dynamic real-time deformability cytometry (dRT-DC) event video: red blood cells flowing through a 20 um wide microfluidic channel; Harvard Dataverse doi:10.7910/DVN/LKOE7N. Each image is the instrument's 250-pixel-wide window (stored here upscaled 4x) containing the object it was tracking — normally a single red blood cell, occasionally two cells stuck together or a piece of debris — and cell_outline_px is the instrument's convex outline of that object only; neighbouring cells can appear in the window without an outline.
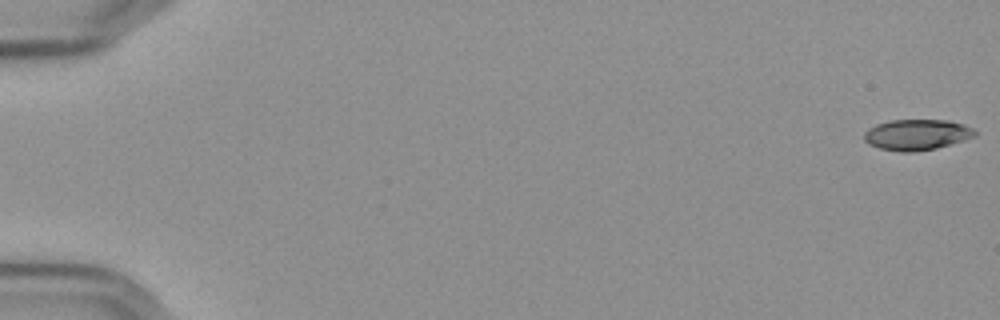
{"species": "Egyptian fruit bat (a non-hibernating species)", "species_latin": "Rousettus aegyptiacus", "temperature_condition": "cold", "stored_images_in_passage": 57, "camera_frame_rate_fps": 3000, "um_per_image_px": 0.085, "frame": {"image": 1, "passage_image": 1, "time_ms": 0.0, "image_size_px": [1000, 320], "cell_outline_px": [[976, 136], [936, 148], [912, 152], [900, 152], [880, 148], [868, 144], [864, 140], [864, 132], [868, 128], [876, 124], [892, 120], [948, 120], [964, 124], [972, 128], [976, 132]], "centroid_in_image_um": [77.9, 11.44], "position_along_channel_um": 7.1, "area_um2": 19.83}}
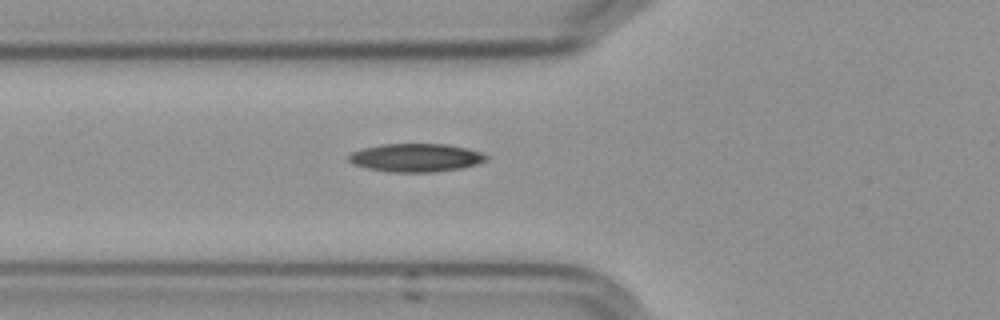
{"frame": {"image": 2, "passage_image": 22, "time_ms": 7.0, "image_size_px": [1000, 320], "cell_outline_px": [[488, 160], [476, 164], [460, 168], [432, 172], [388, 172], [368, 168], [356, 164], [348, 160], [348, 156], [352, 152], [364, 148], [380, 144], [448, 144], [468, 148], [480, 152], [488, 156]], "centroid_in_image_um": [35.37, 13.4], "position_along_channel_um": 90.4, "area_um2": 22.54}}
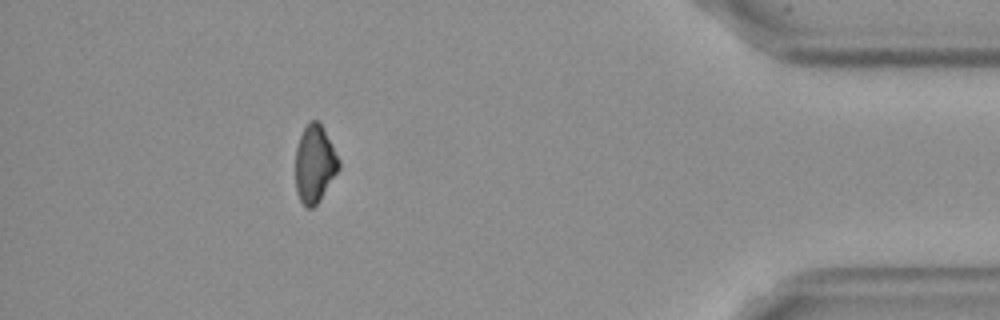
{"frame": {"image": 3, "passage_image": 52, "time_ms": 17.0, "image_size_px": [1000, 320], "cell_outline_px": [[340, 168], [320, 200], [312, 208], [308, 208], [300, 200], [296, 192], [296, 148], [300, 136], [308, 120], [316, 120], [320, 124], [340, 160]], "centroid_in_image_um": [26.74, 13.95], "position_along_channel_um": 408.5, "area_um2": 19.36}, "authors_computed_cell_mechanics": {"area_um2": 20.9814, "velocity_mm_per_s": 3.622, "shape_relaxation_time_tau1_ms": 9.0426, "shape_relaxation_time_tau2_ms": null, "deformation_change_tau1": 0.1727, "deformation_change_tau2": null}}